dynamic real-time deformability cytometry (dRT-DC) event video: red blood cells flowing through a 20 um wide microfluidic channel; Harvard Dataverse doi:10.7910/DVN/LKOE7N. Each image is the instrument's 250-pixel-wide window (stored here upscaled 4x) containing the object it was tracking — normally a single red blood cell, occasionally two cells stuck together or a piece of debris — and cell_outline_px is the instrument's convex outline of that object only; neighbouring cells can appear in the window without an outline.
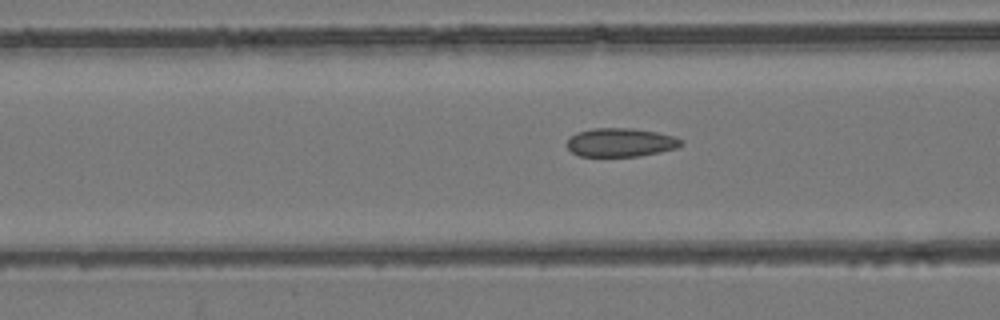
{"species": "common noctule bat (a hibernating species)", "species_latin": "Nyctalus noctula", "temperature_condition": "room temperature", "stored_images_in_passage": 43, "camera_frame_rate_fps": 3000, "um_per_image_px": 0.085, "animal": {"sex": "female", "body_mass_g": 24.6, "forearm_length_mm": 56.2}, "frame": {"image": 1, "passage_image": 14, "time_ms": 4.333, "image_size_px": [1000, 320], "cell_outline_px": [[684, 144], [676, 148], [660, 152], [640, 156], [580, 156], [572, 152], [568, 148], [568, 140], [576, 132], [592, 128], [632, 128], [656, 132], [676, 136], [684, 140]], "centroid_in_image_um": [52.8, 12.1], "position_along_channel_um": 113.8, "area_um2": 19.13}}
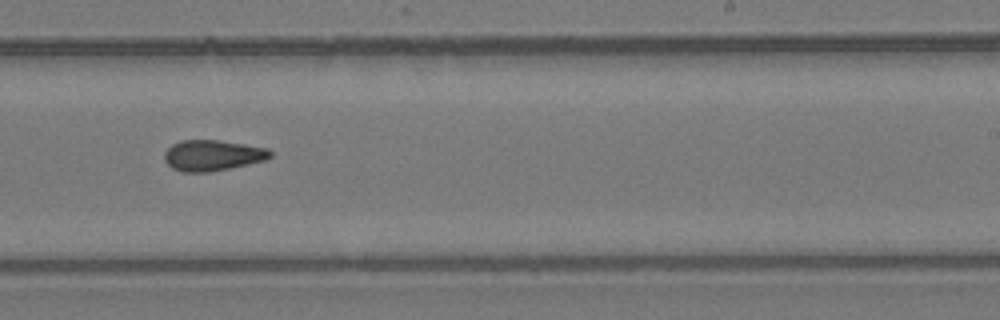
{"frame": {"image": 2, "passage_image": 26, "time_ms": 8.333, "image_size_px": [1000, 320], "cell_outline_px": [[272, 156], [268, 160], [208, 172], [180, 172], [172, 168], [164, 160], [164, 152], [172, 144], [180, 140], [216, 140], [244, 144], [268, 148], [272, 152]], "centroid_in_image_um": [18.06, 13.21], "position_along_channel_um": 270.9, "area_um2": 19.07}}
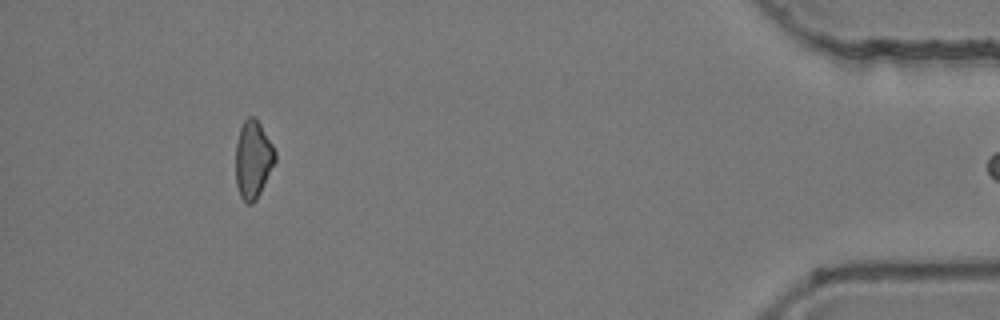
{"frame": {"image": 3, "passage_image": 42, "time_ms": 13.667, "image_size_px": [1000, 320], "cell_outline_px": [[276, 160], [256, 200], [252, 204], [248, 204], [240, 196], [236, 184], [236, 144], [240, 128], [244, 120], [248, 116], [252, 116], [260, 124], [272, 144], [276, 152]], "centroid_in_image_um": [21.5, 13.56], "position_along_channel_um": 413.7, "area_um2": 17.69}}